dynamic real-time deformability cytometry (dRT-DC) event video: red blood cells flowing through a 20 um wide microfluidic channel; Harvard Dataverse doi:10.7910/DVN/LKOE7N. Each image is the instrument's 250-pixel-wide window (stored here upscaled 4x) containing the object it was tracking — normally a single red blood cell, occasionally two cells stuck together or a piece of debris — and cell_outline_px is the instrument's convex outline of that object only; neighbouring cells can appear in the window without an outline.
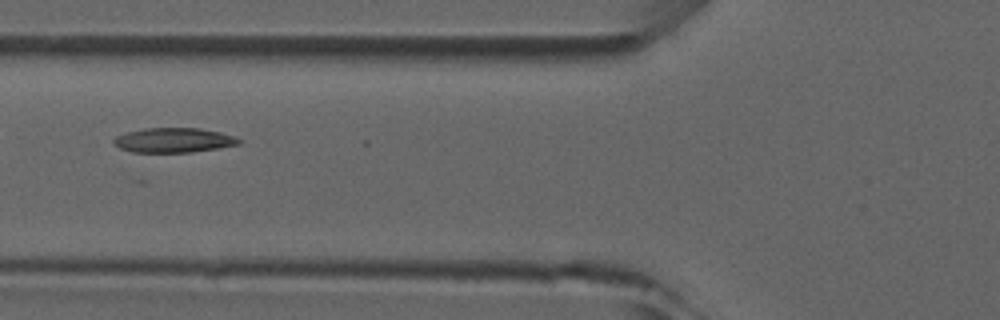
{"species": "common noctule bat (a hibernating species)", "species_latin": "Nyctalus noctula", "temperature_condition": "room temperature", "stored_images_in_passage": 3, "camera_frame_rate_fps": 3000, "um_per_image_px": 0.085, "animal": {"sex": "male", "forearm_length_mm": 52.5}, "frame": {"image": 1, "passage_image": 3, "time_ms": 2.333, "image_size_px": [1000, 320], "cell_outline_px": [[240, 144], [192, 152], [132, 152], [120, 148], [112, 144], [112, 140], [116, 136], [128, 132], [144, 128], [200, 128], [220, 132], [236, 136], [240, 140]], "centroid_in_image_um": [14.74, 11.91], "position_along_channel_um": 111.1, "area_um2": 17.98}}